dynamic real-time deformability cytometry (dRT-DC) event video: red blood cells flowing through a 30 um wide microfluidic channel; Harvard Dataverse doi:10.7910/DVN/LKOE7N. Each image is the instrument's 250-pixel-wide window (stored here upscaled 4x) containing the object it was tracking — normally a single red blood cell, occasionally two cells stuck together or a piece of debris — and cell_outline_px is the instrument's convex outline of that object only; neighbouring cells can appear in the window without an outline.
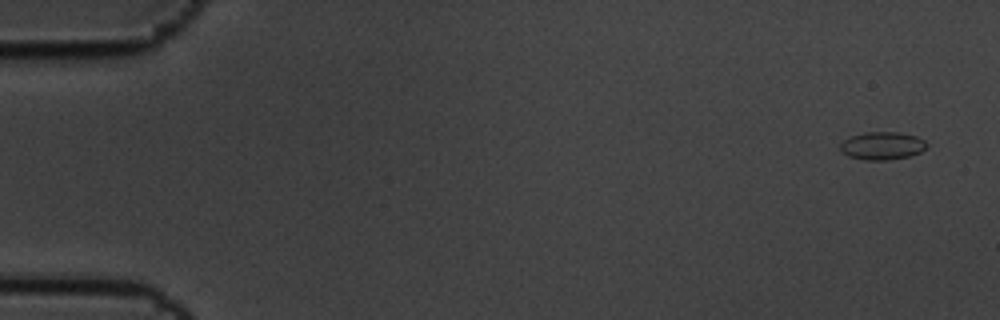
{"species": "common noctule bat (a hibernating species)", "species_latin": "Nyctalus noctula", "temperature_condition": "cold", "stored_images_in_passage": 6, "camera_frame_rate_fps": 3000, "um_per_image_px": 0.085, "animal": {"sex": "male", "body_mass_g": 19.5, "forearm_length_mm": 54.6}, "frame": {"image": 1, "passage_image": 1, "time_ms": 0.0, "image_size_px": [1000, 320], "cell_outline_px": [[928, 144], [920, 152], [908, 156], [888, 160], [864, 160], [848, 156], [840, 152], [840, 144], [844, 140], [852, 136], [864, 132], [900, 132], [916, 136], [924, 140]], "centroid_in_image_um": [74.96, 12.39], "position_along_channel_um": 10.0, "area_um2": 14.05}}
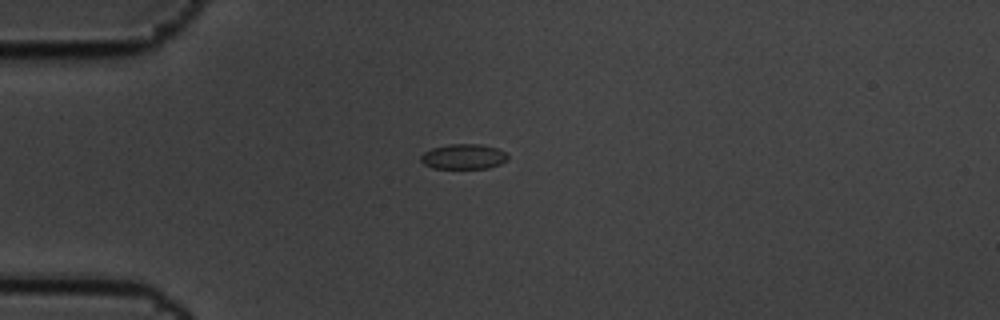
{"frame": {"image": 2, "passage_image": 4, "time_ms": 1.0, "image_size_px": [1000, 320], "cell_outline_px": [[508, 160], [500, 164], [488, 168], [432, 168], [424, 164], [420, 160], [420, 156], [424, 152], [432, 148], [448, 144], [480, 144], [496, 148], [504, 152], [508, 156]], "centroid_in_image_um": [39.39, 13.31], "position_along_channel_um": 45.6, "area_um2": 12.72}}
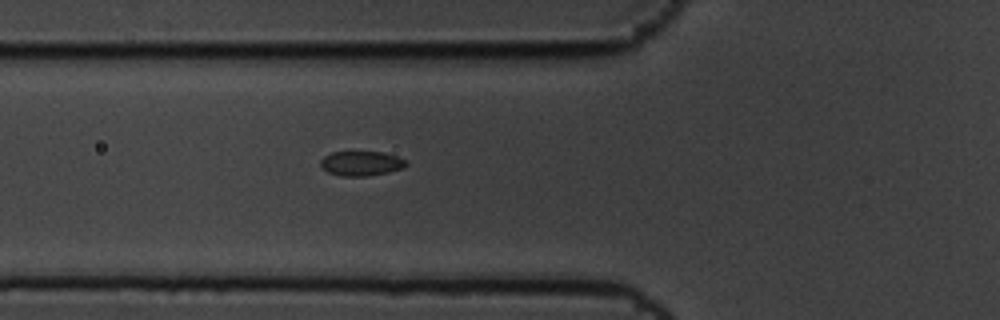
{"frame": {"image": 3, "passage_image": 6, "time_ms": 1.667, "image_size_px": [1000, 320], "cell_outline_px": [[408, 164], [404, 168], [388, 172], [368, 176], [340, 176], [328, 172], [320, 168], [320, 160], [324, 156], [332, 152], [384, 152], [408, 160]], "centroid_in_image_um": [30.71, 13.89], "position_along_channel_um": 95.1, "area_um2": 12.48}}